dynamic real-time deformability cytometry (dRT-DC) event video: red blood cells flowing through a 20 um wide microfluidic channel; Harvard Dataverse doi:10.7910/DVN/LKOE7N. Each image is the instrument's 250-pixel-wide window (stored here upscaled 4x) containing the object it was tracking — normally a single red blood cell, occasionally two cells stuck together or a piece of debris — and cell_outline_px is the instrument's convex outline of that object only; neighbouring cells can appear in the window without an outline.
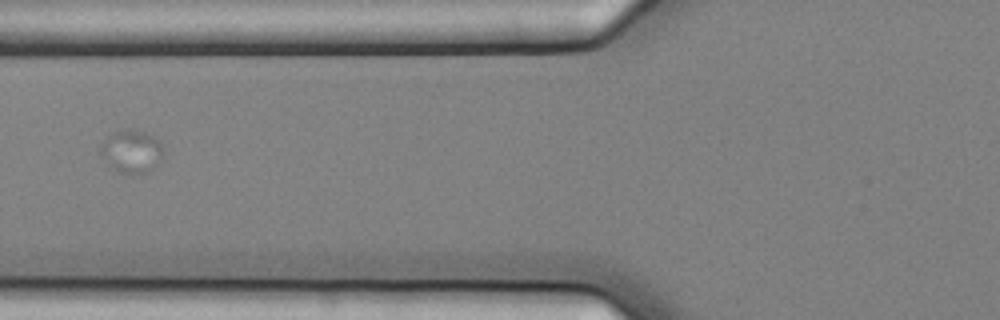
{"species": "common noctule bat (a hibernating species)", "species_latin": "Nyctalus noctula", "temperature_condition": "cold", "stored_images_in_passage": 5, "camera_frame_rate_fps": 3000, "um_per_image_px": 0.085, "animal": {"sex": "female", "body_mass_g": 25.1}, "frame": {"image": 1, "passage_image": 5, "time_ms": 1.333, "image_size_px": [1000, 320], "cell_outline_px": [[160, 156], [152, 168], [144, 172], [120, 172], [108, 168], [100, 152], [100, 144], [108, 136], [124, 128], [132, 128], [144, 132], [160, 140]], "centroid_in_image_um": [11.09, 12.83], "position_along_channel_um": 114.7, "area_um2": 15.26}}